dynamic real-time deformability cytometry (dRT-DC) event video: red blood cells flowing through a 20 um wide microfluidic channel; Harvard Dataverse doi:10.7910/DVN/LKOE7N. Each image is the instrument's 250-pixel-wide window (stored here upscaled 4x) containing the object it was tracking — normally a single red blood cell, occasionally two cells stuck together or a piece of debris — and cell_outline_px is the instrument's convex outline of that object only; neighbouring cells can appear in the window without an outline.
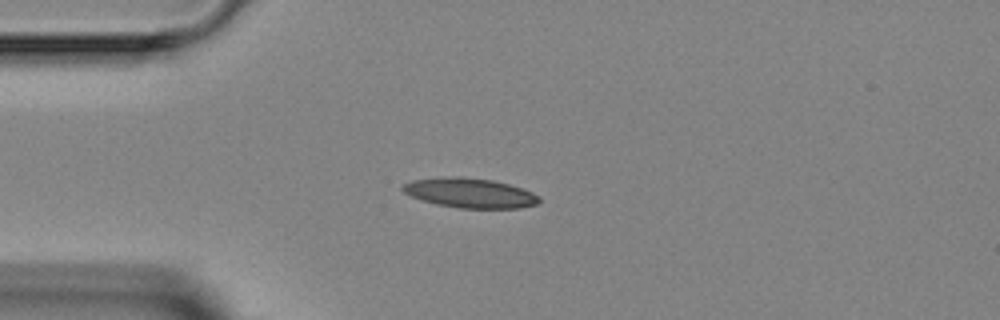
{"species": "Egyptian fruit bat (a non-hibernating species)", "species_latin": "Rousettus aegyptiacus", "temperature_condition": "room temperature", "stored_images_in_passage": 3, "camera_frame_rate_fps": 3000, "um_per_image_px": 0.085, "animal": {"sex": "female"}, "frame": {"image": 1, "passage_image": 3, "time_ms": 2.333, "image_size_px": [1000, 320], "cell_outline_px": [[540, 200], [536, 204], [520, 208], [460, 208], [436, 204], [412, 196], [404, 192], [400, 188], [404, 184], [412, 180], [452, 176], [460, 176], [492, 180], [508, 184], [532, 192], [540, 196]], "centroid_in_image_um": [39.95, 16.4], "position_along_channel_um": 45.0, "area_um2": 23.41}}